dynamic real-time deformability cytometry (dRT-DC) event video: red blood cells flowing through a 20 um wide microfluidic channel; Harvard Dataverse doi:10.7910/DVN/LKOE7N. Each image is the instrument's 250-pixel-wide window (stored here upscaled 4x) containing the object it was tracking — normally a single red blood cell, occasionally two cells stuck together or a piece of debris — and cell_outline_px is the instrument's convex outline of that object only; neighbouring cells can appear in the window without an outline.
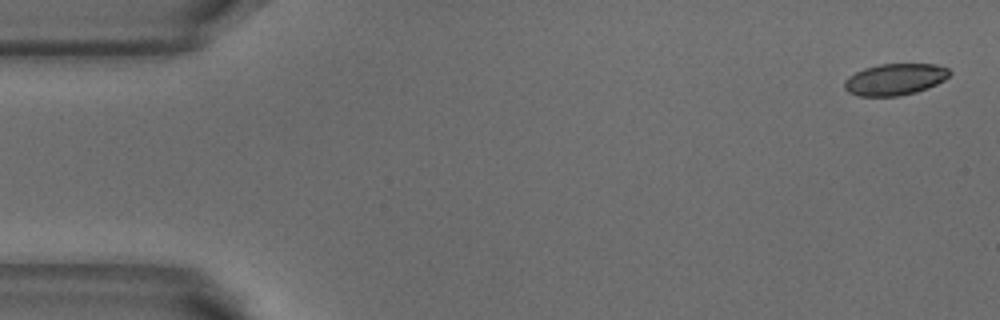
{"species": "common noctule bat (a hibernating species)", "species_latin": "Nyctalus noctula", "temperature_condition": "warm", "stored_images_in_passage": 6, "camera_frame_rate_fps": 3000, "um_per_image_px": 0.085, "animal": {"sex": "male", "body_mass_g": 18.8}, "frame": {"image": 1, "passage_image": 1, "time_ms": 0.0, "image_size_px": [1000, 320], "cell_outline_px": [[952, 72], [944, 80], [928, 88], [916, 92], [900, 96], [856, 96], [848, 92], [844, 88], [844, 80], [848, 76], [864, 68], [880, 64], [936, 64], [948, 68]], "centroid_in_image_um": [76.06, 6.75], "position_along_channel_um": 8.9, "area_um2": 19.48}}
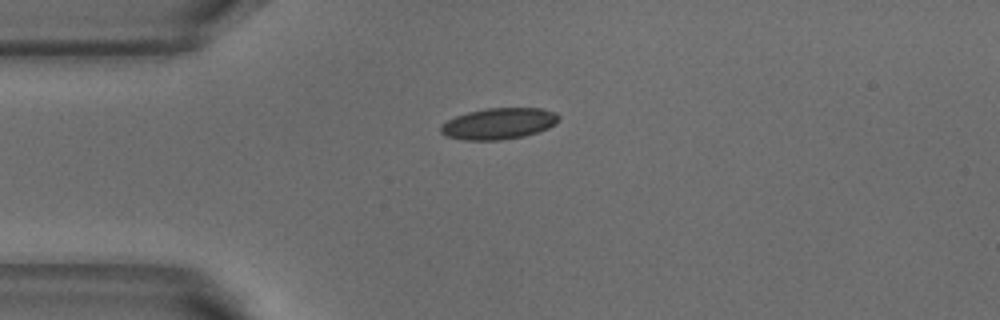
{"frame": {"image": 2, "passage_image": 4, "time_ms": 1.0, "image_size_px": [1000, 320], "cell_outline_px": [[560, 120], [556, 124], [548, 128], [524, 136], [500, 140], [464, 140], [444, 136], [440, 132], [440, 124], [456, 116], [468, 112], [488, 108], [540, 108], [556, 112], [560, 116]], "centroid_in_image_um": [42.39, 10.51], "position_along_channel_um": 42.6, "area_um2": 21.62}}